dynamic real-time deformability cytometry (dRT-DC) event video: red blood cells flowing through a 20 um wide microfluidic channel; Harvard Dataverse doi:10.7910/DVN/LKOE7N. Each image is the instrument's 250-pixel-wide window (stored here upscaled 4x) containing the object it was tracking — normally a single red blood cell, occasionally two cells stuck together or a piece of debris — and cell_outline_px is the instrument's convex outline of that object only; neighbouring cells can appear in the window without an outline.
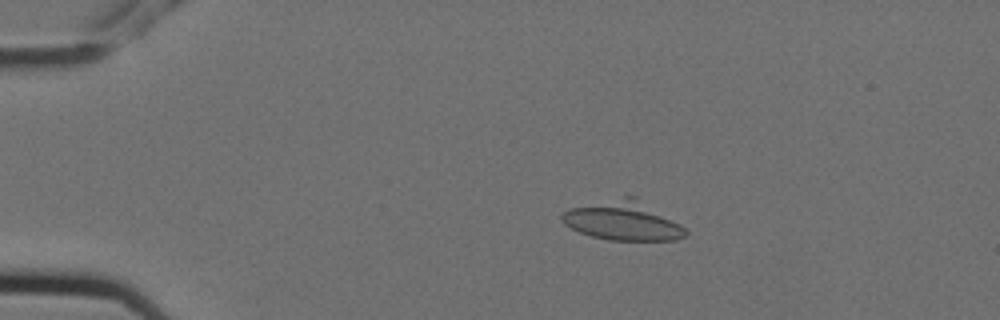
{"species": "Egyptian fruit bat (a non-hibernating species)", "species_latin": "Rousettus aegyptiacus", "temperature_condition": "cold", "stored_images_in_passage": 6, "camera_frame_rate_fps": 3000, "um_per_image_px": 0.085, "animal": {"sex": "female"}, "frame": {"image": 1, "passage_image": 4, "time_ms": 1.0, "image_size_px": [1000, 320], "cell_outline_px": [[688, 232], [684, 236], [676, 240], [608, 240], [592, 236], [580, 232], [564, 224], [560, 220], [560, 216], [568, 208], [624, 196], [636, 196], [680, 224]], "centroid_in_image_um": [52.94, 18.76], "position_along_channel_um": 32.1, "area_um2": 28.09}}
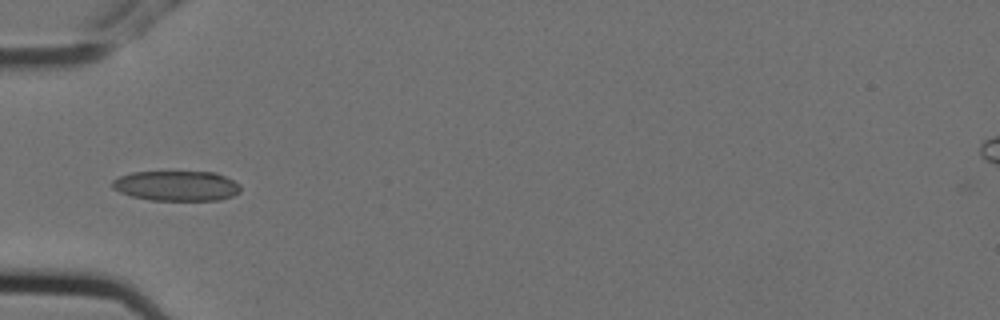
{"frame": {"image": 2, "passage_image": 6, "time_ms": 1.667, "image_size_px": [1000, 320], "cell_outline_px": [[240, 192], [232, 196], [220, 200], [152, 200], [132, 196], [120, 192], [112, 188], [112, 180], [120, 176], [132, 172], [216, 172], [240, 184]], "centroid_in_image_um": [15.01, 15.79], "position_along_channel_um": 70.0, "area_um2": 22.43}}